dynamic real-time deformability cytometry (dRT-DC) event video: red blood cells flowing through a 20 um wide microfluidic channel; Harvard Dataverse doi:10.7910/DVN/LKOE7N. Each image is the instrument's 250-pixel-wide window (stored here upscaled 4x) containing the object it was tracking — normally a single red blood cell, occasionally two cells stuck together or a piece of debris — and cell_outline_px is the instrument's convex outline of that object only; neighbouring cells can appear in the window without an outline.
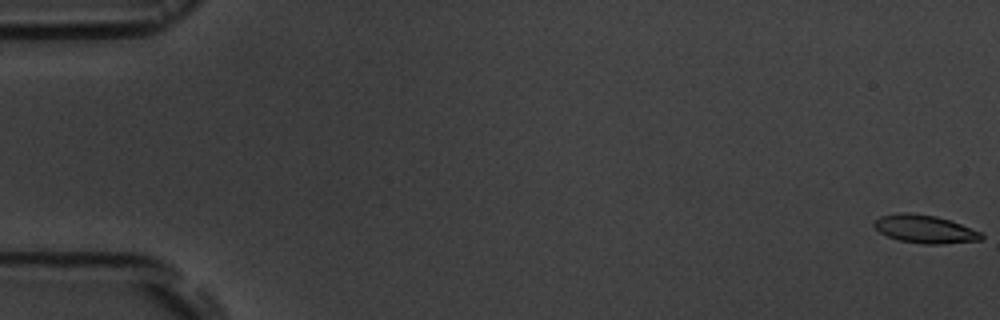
{"species": "common noctule bat (a hibernating species)", "species_latin": "Nyctalus noctula", "temperature_condition": "room temperature", "stored_images_in_passage": 5, "camera_frame_rate_fps": 3000, "um_per_image_px": 0.085, "animal": {"sex": "male", "body_mass_g": 19.5, "forearm_length_mm": 54.6}, "frame": {"image": 1, "passage_image": 1, "time_ms": 0.0, "image_size_px": [1000, 320], "cell_outline_px": [[984, 236], [980, 240], [940, 244], [924, 244], [900, 240], [888, 236], [880, 232], [872, 224], [880, 216], [904, 212], [908, 212], [936, 216], [960, 224], [980, 232]], "centroid_in_image_um": [78.59, 19.47], "position_along_channel_um": 6.4, "area_um2": 17.22}}
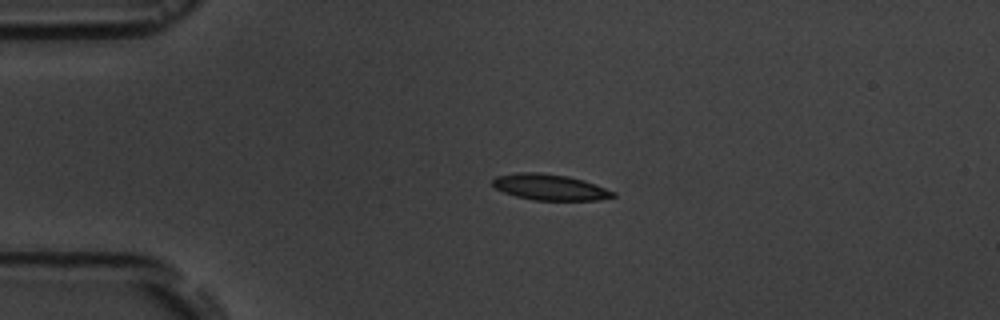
{"frame": {"image": 2, "passage_image": 4, "time_ms": 4.333, "image_size_px": [1000, 320], "cell_outline_px": [[616, 196], [596, 200], [536, 200], [516, 196], [504, 192], [496, 188], [492, 184], [492, 180], [496, 176], [516, 172], [540, 172], [568, 176], [584, 180], [596, 184], [616, 192]], "centroid_in_image_um": [46.74, 15.9], "position_along_channel_um": 38.3, "area_um2": 18.26}}